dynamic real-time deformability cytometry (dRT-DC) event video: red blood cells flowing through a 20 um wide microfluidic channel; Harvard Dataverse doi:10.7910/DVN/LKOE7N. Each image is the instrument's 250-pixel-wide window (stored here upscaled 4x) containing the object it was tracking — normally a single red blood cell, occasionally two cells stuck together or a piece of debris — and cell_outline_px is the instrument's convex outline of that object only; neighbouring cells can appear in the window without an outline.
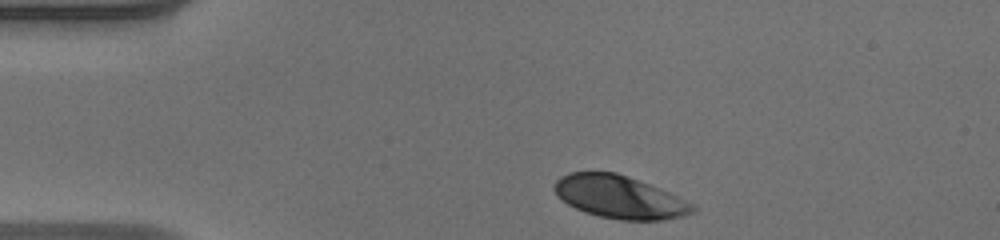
{"species": "human", "species_latin": "Homo sapiens", "temperature_condition": "warm", "stored_images_in_passage": 35, "camera_frame_rate_fps": 3000, "um_per_image_px": 0.085, "donor": {"sex": "male"}, "frame": {"image": 1, "passage_image": 1, "time_ms": 0.0, "image_size_px": [1000, 240], "cell_outline_px": [[696, 212], [684, 216], [660, 220], [620, 220], [600, 216], [584, 212], [568, 204], [556, 196], [552, 188], [556, 180], [560, 176], [568, 172], [616, 172], [628, 176], [668, 192], [692, 204], [696, 208]], "centroid_in_image_um": [52.61, 16.75], "position_along_channel_um": 32.4, "area_um2": 34.39}}
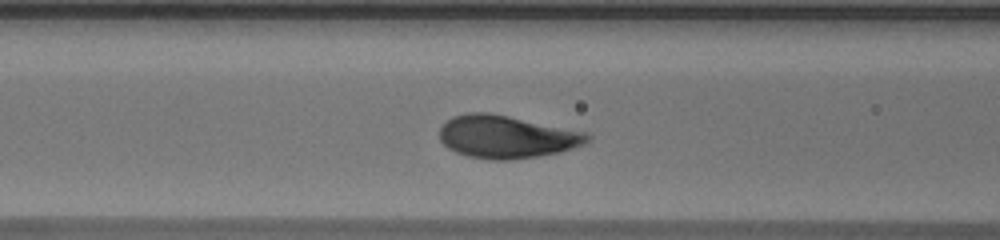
{"frame": {"image": 2, "passage_image": 12, "time_ms": 3.667, "image_size_px": [1000, 240], "cell_outline_px": [[592, 136], [584, 144], [560, 152], [540, 156], [508, 160], [492, 160], [468, 156], [456, 152], [448, 148], [440, 140], [440, 128], [452, 116], [464, 112], [488, 112], [508, 116], [584, 132]], "centroid_in_image_um": [43.02, 11.63], "position_along_channel_um": 123.6, "area_um2": 36.59}}
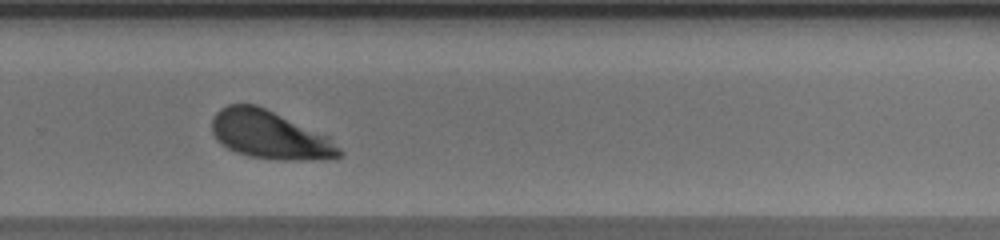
{"frame": {"image": 3, "passage_image": 26, "time_ms": 8.333, "image_size_px": [1000, 240], "cell_outline_px": [[344, 152], [340, 156], [324, 160], [276, 160], [248, 156], [236, 152], [220, 144], [212, 132], [212, 116], [220, 108], [228, 104], [256, 104], [332, 136]], "centroid_in_image_um": [23.0, 11.47], "position_along_channel_um": 306.8, "area_um2": 36.59}, "authors_computed_cell_mechanics": {"area_um2": 36.4718, "velocity_mm_per_s": 3.9342, "shape_relaxation_time_tau1_ms": 1.9914, "shape_relaxation_time_tau2_ms": null, "deformation_change_tau1": 0.1681, "deformation_change_tau2": null}}